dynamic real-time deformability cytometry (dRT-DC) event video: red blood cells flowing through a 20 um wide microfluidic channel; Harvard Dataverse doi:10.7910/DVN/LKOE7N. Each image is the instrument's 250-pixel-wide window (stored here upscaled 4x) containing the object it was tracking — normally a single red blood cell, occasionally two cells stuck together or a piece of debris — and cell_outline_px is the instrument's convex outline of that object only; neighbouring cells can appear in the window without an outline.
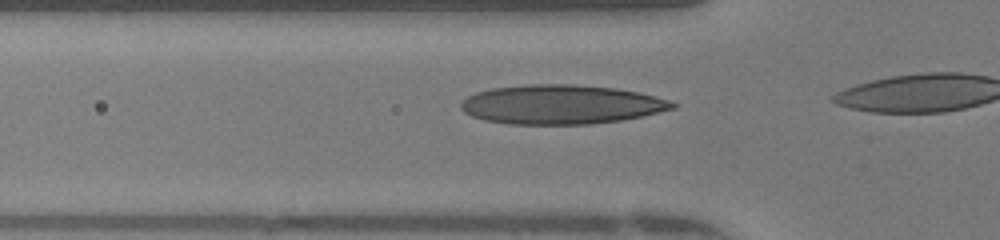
{"species": "human", "species_latin": "Homo sapiens", "temperature_condition": "warm", "stored_images_in_passage": 13, "camera_frame_rate_fps": 3000, "um_per_image_px": 0.085, "donor": {"sex": "female"}, "frame": {"image": 1, "passage_image": 11, "time_ms": 3.333, "image_size_px": [1000, 240], "cell_outline_px": [[676, 108], [644, 116], [620, 120], [592, 124], [508, 124], [484, 120], [472, 116], [464, 112], [460, 108], [460, 104], [468, 96], [476, 92], [492, 88], [532, 84], [572, 84], [616, 88], [636, 92], [668, 100], [676, 104]], "centroid_in_image_um": [47.68, 8.89], "position_along_channel_um": 78.1, "area_um2": 48.26}}